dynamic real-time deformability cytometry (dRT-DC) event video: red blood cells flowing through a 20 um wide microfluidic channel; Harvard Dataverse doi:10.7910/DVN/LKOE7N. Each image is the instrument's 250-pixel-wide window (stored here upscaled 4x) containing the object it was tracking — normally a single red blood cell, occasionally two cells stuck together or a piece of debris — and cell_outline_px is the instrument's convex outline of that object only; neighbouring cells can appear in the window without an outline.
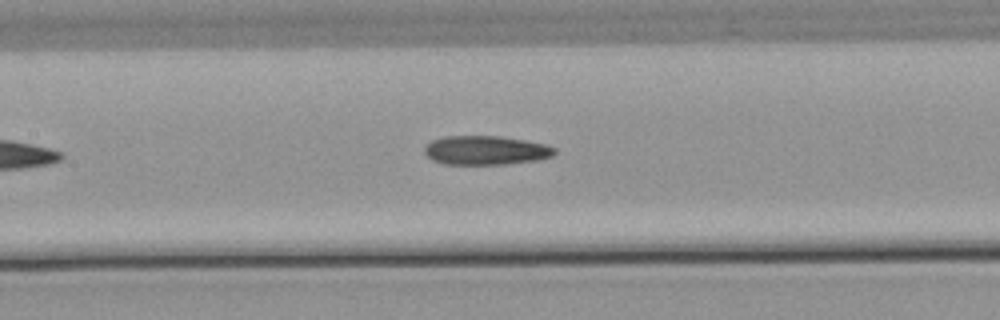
{"species": "common noctule bat (a hibernating species)", "species_latin": "Nyctalus noctula", "temperature_condition": "warm", "stored_images_in_passage": 4, "camera_frame_rate_fps": 3000, "um_per_image_px": 0.085, "animal": {"sex": "male", "body_mass_g": 21.5, "forearm_length_mm": 52.0}, "frame": {"image": 1, "passage_image": 4, "time_ms": 4.667, "image_size_px": [1000, 320], "cell_outline_px": [[556, 152], [552, 156], [536, 160], [504, 164], [444, 164], [432, 160], [424, 152], [424, 148], [432, 140], [444, 136], [500, 136], [524, 140], [544, 144], [556, 148]], "centroid_in_image_um": [41.27, 12.77], "position_along_channel_um": 166.1, "area_um2": 21.91}}